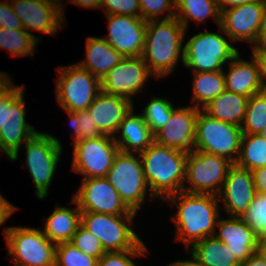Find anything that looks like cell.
<instances>
[{
  "label": "cell",
  "mask_w": 266,
  "mask_h": 266,
  "mask_svg": "<svg viewBox=\"0 0 266 266\" xmlns=\"http://www.w3.org/2000/svg\"><path fill=\"white\" fill-rule=\"evenodd\" d=\"M165 200L177 205L178 210L173 216L177 227V241H182L187 248L216 232V224L220 217L218 195L188 193L181 191Z\"/></svg>",
  "instance_id": "6da1fadb"
},
{
  "label": "cell",
  "mask_w": 266,
  "mask_h": 266,
  "mask_svg": "<svg viewBox=\"0 0 266 266\" xmlns=\"http://www.w3.org/2000/svg\"><path fill=\"white\" fill-rule=\"evenodd\" d=\"M185 32L186 29L176 17L147 21L141 57L152 76L160 78L168 75L173 72L180 58L184 62L185 46L182 44Z\"/></svg>",
  "instance_id": "7a4b0ae2"
},
{
  "label": "cell",
  "mask_w": 266,
  "mask_h": 266,
  "mask_svg": "<svg viewBox=\"0 0 266 266\" xmlns=\"http://www.w3.org/2000/svg\"><path fill=\"white\" fill-rule=\"evenodd\" d=\"M140 156L150 198L166 199L183 191L188 153L154 141Z\"/></svg>",
  "instance_id": "3957f363"
},
{
  "label": "cell",
  "mask_w": 266,
  "mask_h": 266,
  "mask_svg": "<svg viewBox=\"0 0 266 266\" xmlns=\"http://www.w3.org/2000/svg\"><path fill=\"white\" fill-rule=\"evenodd\" d=\"M134 217L135 215L81 212V224L100 240L106 252L147 249L139 236L129 227L132 226Z\"/></svg>",
  "instance_id": "277c9868"
},
{
  "label": "cell",
  "mask_w": 266,
  "mask_h": 266,
  "mask_svg": "<svg viewBox=\"0 0 266 266\" xmlns=\"http://www.w3.org/2000/svg\"><path fill=\"white\" fill-rule=\"evenodd\" d=\"M14 266H55L56 245L43 231L30 227H6L3 231Z\"/></svg>",
  "instance_id": "5b68a950"
},
{
  "label": "cell",
  "mask_w": 266,
  "mask_h": 266,
  "mask_svg": "<svg viewBox=\"0 0 266 266\" xmlns=\"http://www.w3.org/2000/svg\"><path fill=\"white\" fill-rule=\"evenodd\" d=\"M56 98L65 111L87 110L101 92V80L77 63L57 68Z\"/></svg>",
  "instance_id": "8992f818"
},
{
  "label": "cell",
  "mask_w": 266,
  "mask_h": 266,
  "mask_svg": "<svg viewBox=\"0 0 266 266\" xmlns=\"http://www.w3.org/2000/svg\"><path fill=\"white\" fill-rule=\"evenodd\" d=\"M26 167L30 171L39 199H45L62 154L60 141L49 133L36 132L23 145Z\"/></svg>",
  "instance_id": "52a82bcc"
},
{
  "label": "cell",
  "mask_w": 266,
  "mask_h": 266,
  "mask_svg": "<svg viewBox=\"0 0 266 266\" xmlns=\"http://www.w3.org/2000/svg\"><path fill=\"white\" fill-rule=\"evenodd\" d=\"M184 66L193 72L221 71L239 51L223 35L201 32L184 45Z\"/></svg>",
  "instance_id": "ba28073f"
},
{
  "label": "cell",
  "mask_w": 266,
  "mask_h": 266,
  "mask_svg": "<svg viewBox=\"0 0 266 266\" xmlns=\"http://www.w3.org/2000/svg\"><path fill=\"white\" fill-rule=\"evenodd\" d=\"M106 178L118 191L125 205L137 213L145 200L146 191H150L145 180L140 154L135 156V153L119 151Z\"/></svg>",
  "instance_id": "9c48e42d"
},
{
  "label": "cell",
  "mask_w": 266,
  "mask_h": 266,
  "mask_svg": "<svg viewBox=\"0 0 266 266\" xmlns=\"http://www.w3.org/2000/svg\"><path fill=\"white\" fill-rule=\"evenodd\" d=\"M241 127L219 121L199 109L196 120L197 150L236 163L242 138Z\"/></svg>",
  "instance_id": "30bf717a"
},
{
  "label": "cell",
  "mask_w": 266,
  "mask_h": 266,
  "mask_svg": "<svg viewBox=\"0 0 266 266\" xmlns=\"http://www.w3.org/2000/svg\"><path fill=\"white\" fill-rule=\"evenodd\" d=\"M232 165V162L221 156L199 150L189 153L184 182L191 185L183 186V191L218 195Z\"/></svg>",
  "instance_id": "8fae6325"
},
{
  "label": "cell",
  "mask_w": 266,
  "mask_h": 266,
  "mask_svg": "<svg viewBox=\"0 0 266 266\" xmlns=\"http://www.w3.org/2000/svg\"><path fill=\"white\" fill-rule=\"evenodd\" d=\"M119 147L114 137L103 135L74 143L72 170L84 178L106 177Z\"/></svg>",
  "instance_id": "7c38bea8"
},
{
  "label": "cell",
  "mask_w": 266,
  "mask_h": 266,
  "mask_svg": "<svg viewBox=\"0 0 266 266\" xmlns=\"http://www.w3.org/2000/svg\"><path fill=\"white\" fill-rule=\"evenodd\" d=\"M71 203L78 205L81 212L136 215L121 200L118 191L106 177L83 179Z\"/></svg>",
  "instance_id": "4fadbf2b"
},
{
  "label": "cell",
  "mask_w": 266,
  "mask_h": 266,
  "mask_svg": "<svg viewBox=\"0 0 266 266\" xmlns=\"http://www.w3.org/2000/svg\"><path fill=\"white\" fill-rule=\"evenodd\" d=\"M24 87L16 88L8 95L6 124L0 128V150L7 159L16 161L22 142H26L37 132L25 120Z\"/></svg>",
  "instance_id": "5bb4252c"
},
{
  "label": "cell",
  "mask_w": 266,
  "mask_h": 266,
  "mask_svg": "<svg viewBox=\"0 0 266 266\" xmlns=\"http://www.w3.org/2000/svg\"><path fill=\"white\" fill-rule=\"evenodd\" d=\"M263 0H255L221 10L219 29L233 42L248 41L258 46Z\"/></svg>",
  "instance_id": "9a60e30c"
},
{
  "label": "cell",
  "mask_w": 266,
  "mask_h": 266,
  "mask_svg": "<svg viewBox=\"0 0 266 266\" xmlns=\"http://www.w3.org/2000/svg\"><path fill=\"white\" fill-rule=\"evenodd\" d=\"M151 75L141 56L124 57L101 80V91L132 100L131 96L142 91Z\"/></svg>",
  "instance_id": "2e32d148"
},
{
  "label": "cell",
  "mask_w": 266,
  "mask_h": 266,
  "mask_svg": "<svg viewBox=\"0 0 266 266\" xmlns=\"http://www.w3.org/2000/svg\"><path fill=\"white\" fill-rule=\"evenodd\" d=\"M199 109L194 106L176 108L168 123L155 135L157 144L193 153L196 147V120Z\"/></svg>",
  "instance_id": "e0dca14e"
},
{
  "label": "cell",
  "mask_w": 266,
  "mask_h": 266,
  "mask_svg": "<svg viewBox=\"0 0 266 266\" xmlns=\"http://www.w3.org/2000/svg\"><path fill=\"white\" fill-rule=\"evenodd\" d=\"M108 36L104 39L123 57H140L144 50L147 21L123 15H106Z\"/></svg>",
  "instance_id": "ac0fdd59"
},
{
  "label": "cell",
  "mask_w": 266,
  "mask_h": 266,
  "mask_svg": "<svg viewBox=\"0 0 266 266\" xmlns=\"http://www.w3.org/2000/svg\"><path fill=\"white\" fill-rule=\"evenodd\" d=\"M252 172L233 164L218 194L229 216L243 217L256 195Z\"/></svg>",
  "instance_id": "d6986e66"
},
{
  "label": "cell",
  "mask_w": 266,
  "mask_h": 266,
  "mask_svg": "<svg viewBox=\"0 0 266 266\" xmlns=\"http://www.w3.org/2000/svg\"><path fill=\"white\" fill-rule=\"evenodd\" d=\"M11 6L22 22L24 29L54 35L65 20L64 12L46 0H12Z\"/></svg>",
  "instance_id": "ffe728a7"
},
{
  "label": "cell",
  "mask_w": 266,
  "mask_h": 266,
  "mask_svg": "<svg viewBox=\"0 0 266 266\" xmlns=\"http://www.w3.org/2000/svg\"><path fill=\"white\" fill-rule=\"evenodd\" d=\"M132 107L133 100L101 91L87 111L103 135L115 137L120 123Z\"/></svg>",
  "instance_id": "44dd1931"
},
{
  "label": "cell",
  "mask_w": 266,
  "mask_h": 266,
  "mask_svg": "<svg viewBox=\"0 0 266 266\" xmlns=\"http://www.w3.org/2000/svg\"><path fill=\"white\" fill-rule=\"evenodd\" d=\"M214 236L226 244L241 264L257 252L258 236L242 217L230 216L229 219H218Z\"/></svg>",
  "instance_id": "7402d4cb"
},
{
  "label": "cell",
  "mask_w": 266,
  "mask_h": 266,
  "mask_svg": "<svg viewBox=\"0 0 266 266\" xmlns=\"http://www.w3.org/2000/svg\"><path fill=\"white\" fill-rule=\"evenodd\" d=\"M239 52L229 61V71L225 78V89L246 97L263 92L259 67L252 55L251 61L239 59Z\"/></svg>",
  "instance_id": "603a6c76"
},
{
  "label": "cell",
  "mask_w": 266,
  "mask_h": 266,
  "mask_svg": "<svg viewBox=\"0 0 266 266\" xmlns=\"http://www.w3.org/2000/svg\"><path fill=\"white\" fill-rule=\"evenodd\" d=\"M133 111L134 107L120 123L117 130L120 132V137L119 139L114 137V141L119 151L140 154L155 141V137L142 115H136Z\"/></svg>",
  "instance_id": "cb8c5ba5"
},
{
  "label": "cell",
  "mask_w": 266,
  "mask_h": 266,
  "mask_svg": "<svg viewBox=\"0 0 266 266\" xmlns=\"http://www.w3.org/2000/svg\"><path fill=\"white\" fill-rule=\"evenodd\" d=\"M123 59L104 37L89 36L86 40V58L77 64L102 80Z\"/></svg>",
  "instance_id": "d4e9b609"
},
{
  "label": "cell",
  "mask_w": 266,
  "mask_h": 266,
  "mask_svg": "<svg viewBox=\"0 0 266 266\" xmlns=\"http://www.w3.org/2000/svg\"><path fill=\"white\" fill-rule=\"evenodd\" d=\"M45 223L43 233L52 243L71 242L81 224V210L78 205L73 210L58 205Z\"/></svg>",
  "instance_id": "484cf974"
},
{
  "label": "cell",
  "mask_w": 266,
  "mask_h": 266,
  "mask_svg": "<svg viewBox=\"0 0 266 266\" xmlns=\"http://www.w3.org/2000/svg\"><path fill=\"white\" fill-rule=\"evenodd\" d=\"M249 97L224 90L202 110L219 121L241 127Z\"/></svg>",
  "instance_id": "4316f807"
},
{
  "label": "cell",
  "mask_w": 266,
  "mask_h": 266,
  "mask_svg": "<svg viewBox=\"0 0 266 266\" xmlns=\"http://www.w3.org/2000/svg\"><path fill=\"white\" fill-rule=\"evenodd\" d=\"M191 253L199 266H240L234 254L226 244L215 236H210L196 242Z\"/></svg>",
  "instance_id": "83f0119b"
},
{
  "label": "cell",
  "mask_w": 266,
  "mask_h": 266,
  "mask_svg": "<svg viewBox=\"0 0 266 266\" xmlns=\"http://www.w3.org/2000/svg\"><path fill=\"white\" fill-rule=\"evenodd\" d=\"M193 106L202 110L214 98L225 89V78L223 70L212 72H193Z\"/></svg>",
  "instance_id": "f1b7e54d"
},
{
  "label": "cell",
  "mask_w": 266,
  "mask_h": 266,
  "mask_svg": "<svg viewBox=\"0 0 266 266\" xmlns=\"http://www.w3.org/2000/svg\"><path fill=\"white\" fill-rule=\"evenodd\" d=\"M175 17L188 28L189 18L200 23L213 17L218 24L221 22V10L216 0H175Z\"/></svg>",
  "instance_id": "f546056e"
},
{
  "label": "cell",
  "mask_w": 266,
  "mask_h": 266,
  "mask_svg": "<svg viewBox=\"0 0 266 266\" xmlns=\"http://www.w3.org/2000/svg\"><path fill=\"white\" fill-rule=\"evenodd\" d=\"M235 165L250 171L266 166V140L258 134H243Z\"/></svg>",
  "instance_id": "4dcf8cb0"
},
{
  "label": "cell",
  "mask_w": 266,
  "mask_h": 266,
  "mask_svg": "<svg viewBox=\"0 0 266 266\" xmlns=\"http://www.w3.org/2000/svg\"><path fill=\"white\" fill-rule=\"evenodd\" d=\"M39 37L28 33L25 29L0 28V48L9 51L13 56H33L34 47L39 42Z\"/></svg>",
  "instance_id": "1f68e13d"
},
{
  "label": "cell",
  "mask_w": 266,
  "mask_h": 266,
  "mask_svg": "<svg viewBox=\"0 0 266 266\" xmlns=\"http://www.w3.org/2000/svg\"><path fill=\"white\" fill-rule=\"evenodd\" d=\"M266 126V91L252 95L247 102L241 130L243 134H260Z\"/></svg>",
  "instance_id": "d6a6232c"
},
{
  "label": "cell",
  "mask_w": 266,
  "mask_h": 266,
  "mask_svg": "<svg viewBox=\"0 0 266 266\" xmlns=\"http://www.w3.org/2000/svg\"><path fill=\"white\" fill-rule=\"evenodd\" d=\"M175 109L176 108L171 101L166 98L153 97L144 107L141 115L152 133L155 135L168 123L171 114Z\"/></svg>",
  "instance_id": "836d02e7"
},
{
  "label": "cell",
  "mask_w": 266,
  "mask_h": 266,
  "mask_svg": "<svg viewBox=\"0 0 266 266\" xmlns=\"http://www.w3.org/2000/svg\"><path fill=\"white\" fill-rule=\"evenodd\" d=\"M55 266H98V259L86 255L70 242L56 245Z\"/></svg>",
  "instance_id": "e575fe53"
},
{
  "label": "cell",
  "mask_w": 266,
  "mask_h": 266,
  "mask_svg": "<svg viewBox=\"0 0 266 266\" xmlns=\"http://www.w3.org/2000/svg\"><path fill=\"white\" fill-rule=\"evenodd\" d=\"M69 115L70 126L73 128L74 143L77 141L98 138L103 136L99 128L94 124L92 117L87 110L71 112L66 111Z\"/></svg>",
  "instance_id": "d590c367"
},
{
  "label": "cell",
  "mask_w": 266,
  "mask_h": 266,
  "mask_svg": "<svg viewBox=\"0 0 266 266\" xmlns=\"http://www.w3.org/2000/svg\"><path fill=\"white\" fill-rule=\"evenodd\" d=\"M242 218L258 237L266 234V194H256Z\"/></svg>",
  "instance_id": "8d00e7d4"
},
{
  "label": "cell",
  "mask_w": 266,
  "mask_h": 266,
  "mask_svg": "<svg viewBox=\"0 0 266 266\" xmlns=\"http://www.w3.org/2000/svg\"><path fill=\"white\" fill-rule=\"evenodd\" d=\"M70 243L86 255L96 259H99L106 252L100 240L91 234L82 224L78 226Z\"/></svg>",
  "instance_id": "74e56055"
},
{
  "label": "cell",
  "mask_w": 266,
  "mask_h": 266,
  "mask_svg": "<svg viewBox=\"0 0 266 266\" xmlns=\"http://www.w3.org/2000/svg\"><path fill=\"white\" fill-rule=\"evenodd\" d=\"M141 18L145 21L158 20L162 13L168 12L163 19L175 17V0H139Z\"/></svg>",
  "instance_id": "f35d334b"
},
{
  "label": "cell",
  "mask_w": 266,
  "mask_h": 266,
  "mask_svg": "<svg viewBox=\"0 0 266 266\" xmlns=\"http://www.w3.org/2000/svg\"><path fill=\"white\" fill-rule=\"evenodd\" d=\"M100 8L106 15H123L141 18L139 0H102Z\"/></svg>",
  "instance_id": "ab89813d"
},
{
  "label": "cell",
  "mask_w": 266,
  "mask_h": 266,
  "mask_svg": "<svg viewBox=\"0 0 266 266\" xmlns=\"http://www.w3.org/2000/svg\"><path fill=\"white\" fill-rule=\"evenodd\" d=\"M148 249H131L125 251L105 252L98 259V266H135L131 257L146 255ZM129 255L130 257H127Z\"/></svg>",
  "instance_id": "60d3db41"
},
{
  "label": "cell",
  "mask_w": 266,
  "mask_h": 266,
  "mask_svg": "<svg viewBox=\"0 0 266 266\" xmlns=\"http://www.w3.org/2000/svg\"><path fill=\"white\" fill-rule=\"evenodd\" d=\"M8 2H0V28L9 29L10 31L24 29L19 17L13 11L10 0Z\"/></svg>",
  "instance_id": "b9f144b4"
},
{
  "label": "cell",
  "mask_w": 266,
  "mask_h": 266,
  "mask_svg": "<svg viewBox=\"0 0 266 266\" xmlns=\"http://www.w3.org/2000/svg\"><path fill=\"white\" fill-rule=\"evenodd\" d=\"M252 55L259 67L262 89L263 91H266V45L252 47Z\"/></svg>",
  "instance_id": "7bdbcfd3"
},
{
  "label": "cell",
  "mask_w": 266,
  "mask_h": 266,
  "mask_svg": "<svg viewBox=\"0 0 266 266\" xmlns=\"http://www.w3.org/2000/svg\"><path fill=\"white\" fill-rule=\"evenodd\" d=\"M10 81L0 91V128L6 124L7 109H8V95L16 88L14 83Z\"/></svg>",
  "instance_id": "ee69618b"
},
{
  "label": "cell",
  "mask_w": 266,
  "mask_h": 266,
  "mask_svg": "<svg viewBox=\"0 0 266 266\" xmlns=\"http://www.w3.org/2000/svg\"><path fill=\"white\" fill-rule=\"evenodd\" d=\"M257 194H266V166L252 170Z\"/></svg>",
  "instance_id": "f6af8a7d"
},
{
  "label": "cell",
  "mask_w": 266,
  "mask_h": 266,
  "mask_svg": "<svg viewBox=\"0 0 266 266\" xmlns=\"http://www.w3.org/2000/svg\"><path fill=\"white\" fill-rule=\"evenodd\" d=\"M16 209V206L11 204L0 194V226L5 223Z\"/></svg>",
  "instance_id": "bcb514c9"
},
{
  "label": "cell",
  "mask_w": 266,
  "mask_h": 266,
  "mask_svg": "<svg viewBox=\"0 0 266 266\" xmlns=\"http://www.w3.org/2000/svg\"><path fill=\"white\" fill-rule=\"evenodd\" d=\"M266 45V0H263L262 18L258 32V46Z\"/></svg>",
  "instance_id": "7dc6e473"
},
{
  "label": "cell",
  "mask_w": 266,
  "mask_h": 266,
  "mask_svg": "<svg viewBox=\"0 0 266 266\" xmlns=\"http://www.w3.org/2000/svg\"><path fill=\"white\" fill-rule=\"evenodd\" d=\"M240 266H266V259L259 253L255 252L246 261L241 263Z\"/></svg>",
  "instance_id": "c3c4849f"
},
{
  "label": "cell",
  "mask_w": 266,
  "mask_h": 266,
  "mask_svg": "<svg viewBox=\"0 0 266 266\" xmlns=\"http://www.w3.org/2000/svg\"><path fill=\"white\" fill-rule=\"evenodd\" d=\"M73 4H77L83 8H100L102 0H69Z\"/></svg>",
  "instance_id": "681fc988"
},
{
  "label": "cell",
  "mask_w": 266,
  "mask_h": 266,
  "mask_svg": "<svg viewBox=\"0 0 266 266\" xmlns=\"http://www.w3.org/2000/svg\"><path fill=\"white\" fill-rule=\"evenodd\" d=\"M220 10L227 9L240 4H246L255 0H216Z\"/></svg>",
  "instance_id": "f907efd6"
},
{
  "label": "cell",
  "mask_w": 266,
  "mask_h": 266,
  "mask_svg": "<svg viewBox=\"0 0 266 266\" xmlns=\"http://www.w3.org/2000/svg\"><path fill=\"white\" fill-rule=\"evenodd\" d=\"M257 253L266 259V234L258 237Z\"/></svg>",
  "instance_id": "816d5d0a"
},
{
  "label": "cell",
  "mask_w": 266,
  "mask_h": 266,
  "mask_svg": "<svg viewBox=\"0 0 266 266\" xmlns=\"http://www.w3.org/2000/svg\"><path fill=\"white\" fill-rule=\"evenodd\" d=\"M193 260L172 262L169 266H199L197 259L191 254Z\"/></svg>",
  "instance_id": "f5cc1de1"
},
{
  "label": "cell",
  "mask_w": 266,
  "mask_h": 266,
  "mask_svg": "<svg viewBox=\"0 0 266 266\" xmlns=\"http://www.w3.org/2000/svg\"><path fill=\"white\" fill-rule=\"evenodd\" d=\"M11 81L9 76L4 73L0 72V91Z\"/></svg>",
  "instance_id": "db71d44e"
},
{
  "label": "cell",
  "mask_w": 266,
  "mask_h": 266,
  "mask_svg": "<svg viewBox=\"0 0 266 266\" xmlns=\"http://www.w3.org/2000/svg\"><path fill=\"white\" fill-rule=\"evenodd\" d=\"M46 1L47 2H51V3L55 4V5H57L59 8L62 9V12L64 11L63 10L64 7H62L64 5L62 4V2H60L61 0H46Z\"/></svg>",
  "instance_id": "11a10c76"
},
{
  "label": "cell",
  "mask_w": 266,
  "mask_h": 266,
  "mask_svg": "<svg viewBox=\"0 0 266 266\" xmlns=\"http://www.w3.org/2000/svg\"><path fill=\"white\" fill-rule=\"evenodd\" d=\"M264 140H266V126L262 129L261 133L259 134Z\"/></svg>",
  "instance_id": "9f6ffc18"
}]
</instances>
